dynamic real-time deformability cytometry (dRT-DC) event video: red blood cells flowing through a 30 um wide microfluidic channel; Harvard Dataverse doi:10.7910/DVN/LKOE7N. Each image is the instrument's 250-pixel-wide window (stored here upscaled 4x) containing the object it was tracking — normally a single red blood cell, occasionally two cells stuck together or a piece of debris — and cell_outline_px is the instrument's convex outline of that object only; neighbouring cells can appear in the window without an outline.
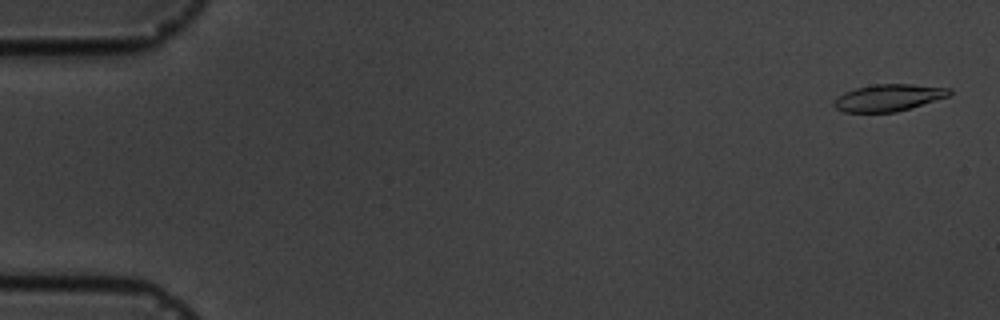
{"species": "common noctule bat (a hibernating species)", "species_latin": "Nyctalus noctula", "temperature_condition": "cold", "stored_images_in_passage": 5, "camera_frame_rate_fps": 3000, "um_per_image_px": 0.085, "animal": {"sex": "male", "body_mass_g": 19.5, "forearm_length_mm": 54.6}, "frame": {"image": 1, "passage_image": 1, "time_ms": 0.0, "image_size_px": [1000, 320], "cell_outline_px": [[952, 92], [948, 96], [896, 112], [844, 112], [836, 108], [832, 104], [832, 100], [836, 96], [844, 92], [856, 88], [876, 84], [912, 84], [952, 88]], "centroid_in_image_um": [75.48, 8.3], "position_along_channel_um": 9.5, "area_um2": 18.09}}
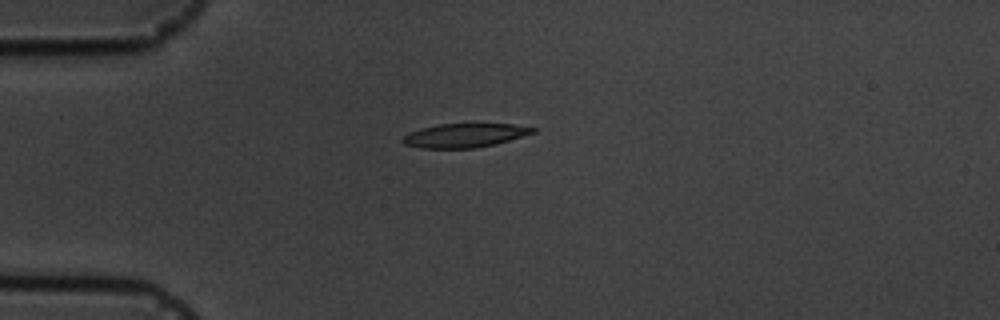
{"frame": {"image": 2, "passage_image": 4, "time_ms": 4.333, "image_size_px": [1000, 320], "cell_outline_px": [[536, 132], [496, 144], [476, 148], [420, 148], [404, 144], [400, 140], [404, 136], [420, 128], [440, 124], [512, 124], [536, 128]], "centroid_in_image_um": [39.49, 11.51], "position_along_channel_um": 45.5, "area_um2": 18.03}}